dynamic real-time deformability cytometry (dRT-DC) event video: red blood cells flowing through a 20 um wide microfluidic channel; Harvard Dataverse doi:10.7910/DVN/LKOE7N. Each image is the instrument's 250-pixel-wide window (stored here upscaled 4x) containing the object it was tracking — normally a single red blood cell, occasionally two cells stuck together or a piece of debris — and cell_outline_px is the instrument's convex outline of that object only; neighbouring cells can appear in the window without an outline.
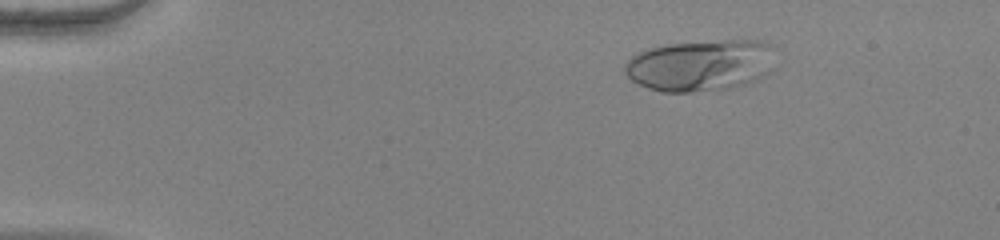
{"species": "human", "species_latin": "Homo sapiens", "temperature_condition": "warm", "stored_images_in_passage": 54, "camera_frame_rate_fps": 3000, "um_per_image_px": 0.085, "donor": {"sex": "female"}, "frame": {"image": 1, "passage_image": 9, "time_ms": 2.667, "image_size_px": [1000, 240], "cell_outline_px": [[776, 68], [772, 72], [736, 84], [688, 92], [664, 92], [648, 88], [632, 80], [624, 72], [624, 64], [632, 56], [648, 48], [664, 44], [720, 40], [764, 40], [776, 44]], "centroid_in_image_um": [59.6, 5.49], "position_along_channel_um": 25.4, "area_um2": 45.14}}
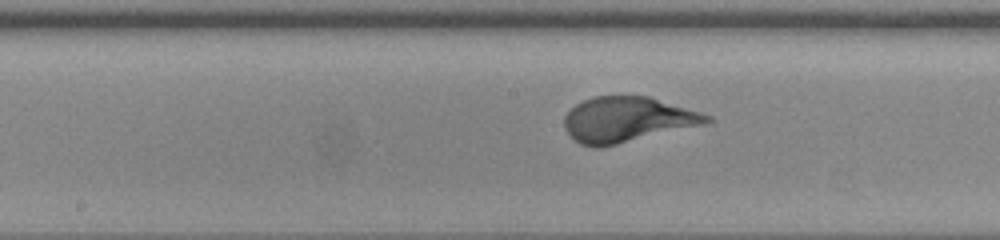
{"frame": {"image": 2, "passage_image": 29, "time_ms": 9.333, "image_size_px": [1000, 240], "cell_outline_px": [[716, 120], [704, 124], [600, 148], [592, 148], [580, 144], [564, 128], [564, 116], [576, 104], [592, 96], [648, 96], [700, 112], [712, 116]], "centroid_in_image_um": [53.31, 10.16], "position_along_channel_um": 194.9, "area_um2": 37.4}}
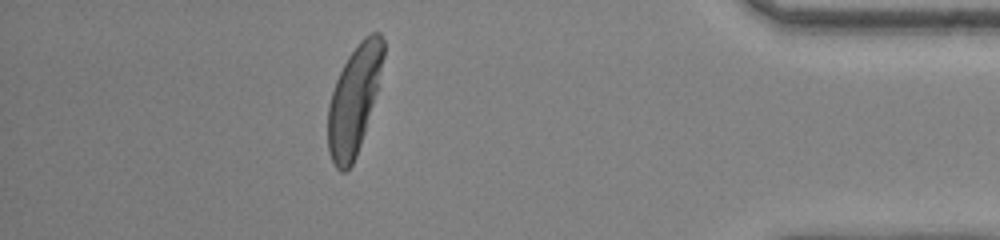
{"frame": {"image": 3, "passage_image": 48, "time_ms": 15.667, "image_size_px": [1000, 240], "cell_outline_px": [[384, 56], [372, 104], [364, 132], [356, 156], [352, 164], [344, 172], [340, 172], [336, 168], [328, 152], [328, 104], [336, 80], [348, 56], [360, 40], [364, 36], [372, 32], [380, 32], [384, 40]], "centroid_in_image_um": [30.07, 8.47], "position_along_channel_um": 405.1, "area_um2": 34.22}}